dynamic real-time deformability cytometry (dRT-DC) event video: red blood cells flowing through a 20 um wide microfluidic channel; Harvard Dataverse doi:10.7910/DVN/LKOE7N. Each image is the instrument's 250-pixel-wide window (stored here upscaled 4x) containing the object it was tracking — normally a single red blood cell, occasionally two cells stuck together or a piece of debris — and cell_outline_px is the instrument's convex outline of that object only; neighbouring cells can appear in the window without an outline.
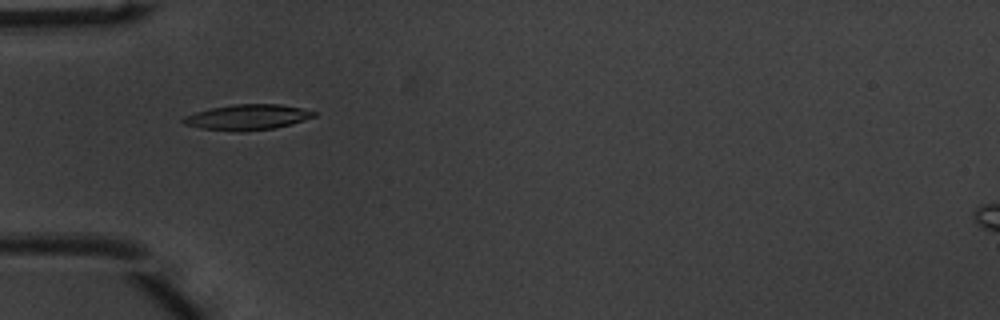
{"species": "common noctule bat (a hibernating species)", "species_latin": "Nyctalus noctula", "temperature_condition": "warm", "stored_images_in_passage": 42, "camera_frame_rate_fps": 3000, "um_per_image_px": 0.085, "animal": {"sex": "male", "body_mass_g": 20.1, "forearm_length_mm": 53.5}, "frame": {"image": 1, "passage_image": 8, "time_ms": 2.333, "image_size_px": [1000, 320], "cell_outline_px": [[316, 116], [292, 124], [272, 128], [244, 132], [236, 132], [200, 128], [184, 124], [180, 120], [184, 116], [196, 112], [212, 108], [232, 104], [280, 104], [300, 108], [316, 112]], "centroid_in_image_um": [21.01, 9.97], "position_along_channel_um": 64.0, "area_um2": 19.42}}
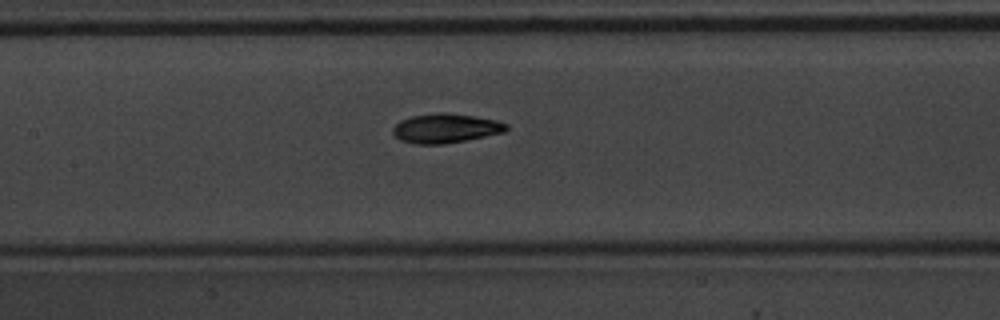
{"frame": {"image": 2, "passage_image": 16, "time_ms": 5.0, "image_size_px": [1000, 320], "cell_outline_px": [[508, 128], [504, 132], [444, 144], [416, 144], [400, 140], [392, 132], [392, 128], [400, 120], [412, 116], [436, 112], [448, 112], [476, 116], [496, 120], [508, 124]], "centroid_in_image_um": [37.86, 10.89], "position_along_channel_um": 169.5, "area_um2": 19.42}}
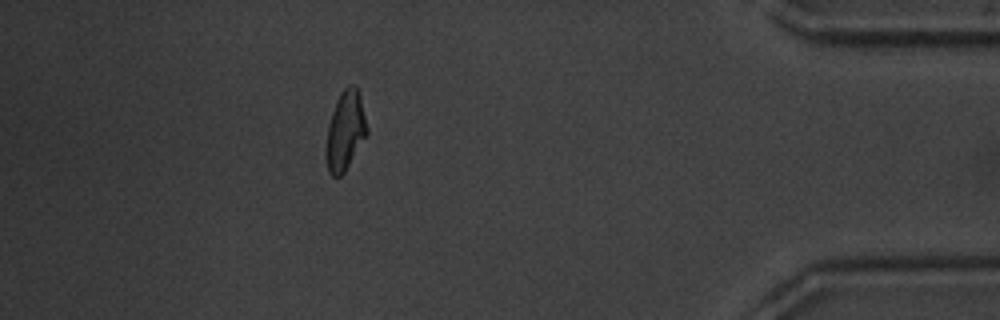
{"frame": {"image": 3, "passage_image": 37, "time_ms": 12.0, "image_size_px": [1000, 320], "cell_outline_px": [[368, 132], [344, 172], [340, 176], [332, 176], [328, 172], [328, 124], [336, 100], [340, 92], [348, 84], [356, 84], [360, 96], [368, 128]], "centroid_in_image_um": [29.38, 11.03], "position_along_channel_um": 405.8, "area_um2": 18.32}, "authors_computed_cell_mechanics": {"area_um2": 18.5827, "velocity_mm_per_s": 4.0104, "shape_relaxation_time_tau1_ms": 2.8827, "shape_relaxation_time_tau2_ms": 2.6868, "deformation_change_tau1": 0.1674, "deformation_change_tau2": 0.0729}}